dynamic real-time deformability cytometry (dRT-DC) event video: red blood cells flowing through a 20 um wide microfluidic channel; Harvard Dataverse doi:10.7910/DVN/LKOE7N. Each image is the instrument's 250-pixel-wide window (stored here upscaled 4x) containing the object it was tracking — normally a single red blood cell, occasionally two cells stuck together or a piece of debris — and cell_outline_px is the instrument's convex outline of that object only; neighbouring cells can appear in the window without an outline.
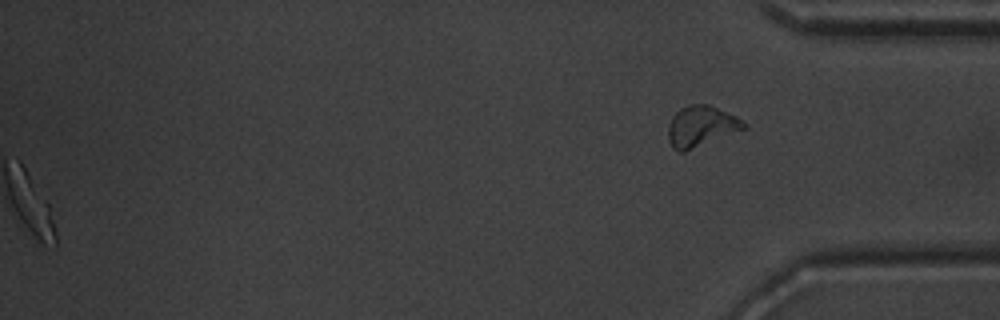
{"species": "common noctule bat (a hibernating species)", "species_latin": "Nyctalus noctula", "temperature_condition": "warm", "stored_images_in_passage": 52, "segment_of_instrument_passage": [2, 2], "camera_frame_rate_fps": 3000, "um_per_image_px": 0.085, "animal": {"sex": "male", "body_mass_g": 20.1, "forearm_length_mm": 53.5}, "frame": {"image": 1, "passage_image": 52, "time_ms": 17.0, "image_size_px": [1000, 320], "cell_outline_px": [[748, 128], [684, 152], [680, 152], [672, 148], [668, 140], [668, 124], [672, 116], [680, 108], [688, 104], [708, 104], [736, 116], [744, 120], [748, 124]], "centroid_in_image_um": [59.6, 10.74], "position_along_channel_um": 375.6, "area_um2": 18.26}}